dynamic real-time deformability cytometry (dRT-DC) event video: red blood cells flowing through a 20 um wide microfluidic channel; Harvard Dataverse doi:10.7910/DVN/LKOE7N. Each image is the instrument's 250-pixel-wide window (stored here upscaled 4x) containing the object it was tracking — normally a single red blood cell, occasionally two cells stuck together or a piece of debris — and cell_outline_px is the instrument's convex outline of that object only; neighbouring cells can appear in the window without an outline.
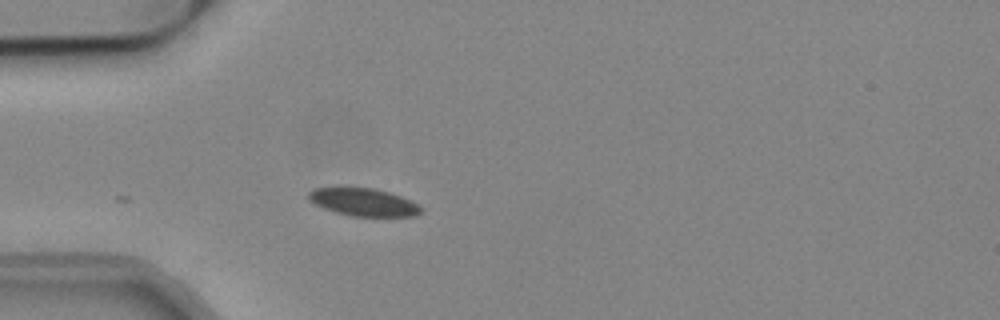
{"species": "common noctule bat (a hibernating species)", "species_latin": "Nyctalus noctula", "temperature_condition": "cold", "stored_images_in_passage": 17, "camera_frame_rate_fps": 3000, "um_per_image_px": 0.085, "animal": {"sex": "male", "body_mass_g": 19.2, "forearm_length_mm": 51.8}, "frame": {"image": 1, "passage_image": 1, "time_ms": 0.0, "image_size_px": [1000, 320], "cell_outline_px": [[424, 212], [416, 216], [352, 216], [336, 212], [324, 208], [308, 200], [308, 192], [316, 188], [372, 188], [388, 192], [400, 196], [420, 204], [424, 208]], "centroid_in_image_um": [30.97, 17.19], "position_along_channel_um": 54.0, "area_um2": 18.09}}
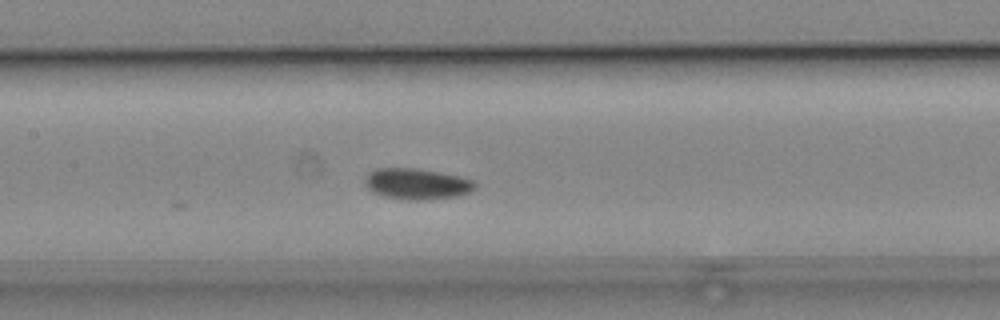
{"frame": {"image": 2, "passage_image": 11, "time_ms": 3.333, "image_size_px": [1000, 320], "cell_outline_px": [[476, 188], [468, 192], [456, 196], [424, 200], [408, 200], [384, 196], [368, 188], [364, 184], [368, 176], [376, 168], [416, 168], [440, 172], [472, 180], [476, 184]], "centroid_in_image_um": [35.45, 15.63], "position_along_channel_um": 172.0, "area_um2": 19.48}}
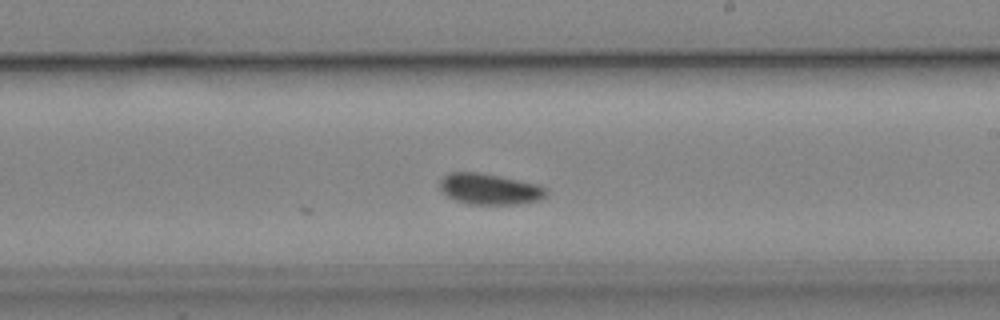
{"frame": {"image": 3, "passage_image": 17, "time_ms": 5.333, "image_size_px": [1000, 320], "cell_outline_px": [[548, 192], [540, 200], [512, 204], [468, 204], [456, 200], [448, 196], [440, 188], [440, 180], [448, 172], [476, 172], [500, 176], [536, 184], [544, 188]], "centroid_in_image_um": [41.58, 16.06], "position_along_channel_um": 247.4, "area_um2": 18.9}}